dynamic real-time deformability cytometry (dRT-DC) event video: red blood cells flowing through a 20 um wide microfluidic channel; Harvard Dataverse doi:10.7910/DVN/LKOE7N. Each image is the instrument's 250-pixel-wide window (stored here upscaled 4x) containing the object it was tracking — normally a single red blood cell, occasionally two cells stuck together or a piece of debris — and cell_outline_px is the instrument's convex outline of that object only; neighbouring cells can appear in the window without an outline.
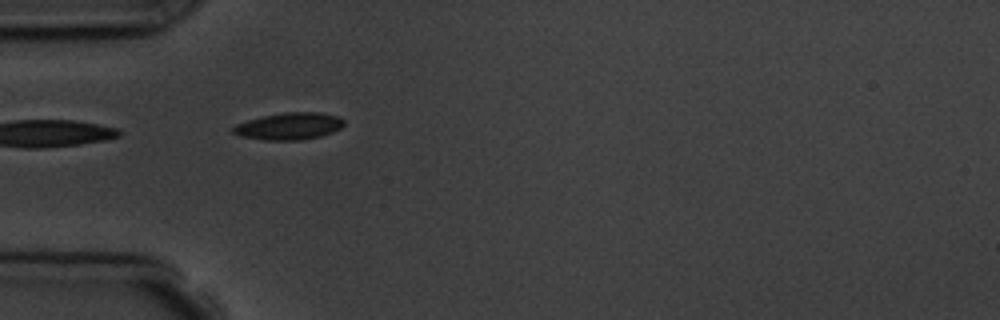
{"species": "common noctule bat (a hibernating species)", "species_latin": "Nyctalus noctula", "temperature_condition": "room temperature", "stored_images_in_passage": 6, "camera_frame_rate_fps": 3000, "um_per_image_px": 0.085, "animal": {"sex": "male", "body_mass_g": 19.5, "forearm_length_mm": 54.6}, "frame": {"image": 1, "passage_image": 1, "time_ms": 0.0, "image_size_px": [1000, 320], "cell_outline_px": [[344, 124], [340, 128], [332, 132], [320, 136], [300, 140], [264, 140], [240, 136], [232, 132], [232, 128], [236, 124], [248, 120], [264, 116], [284, 112], [320, 112], [336, 116], [344, 120]], "centroid_in_image_um": [24.56, 10.72], "position_along_channel_um": 60.4, "area_um2": 17.34}}